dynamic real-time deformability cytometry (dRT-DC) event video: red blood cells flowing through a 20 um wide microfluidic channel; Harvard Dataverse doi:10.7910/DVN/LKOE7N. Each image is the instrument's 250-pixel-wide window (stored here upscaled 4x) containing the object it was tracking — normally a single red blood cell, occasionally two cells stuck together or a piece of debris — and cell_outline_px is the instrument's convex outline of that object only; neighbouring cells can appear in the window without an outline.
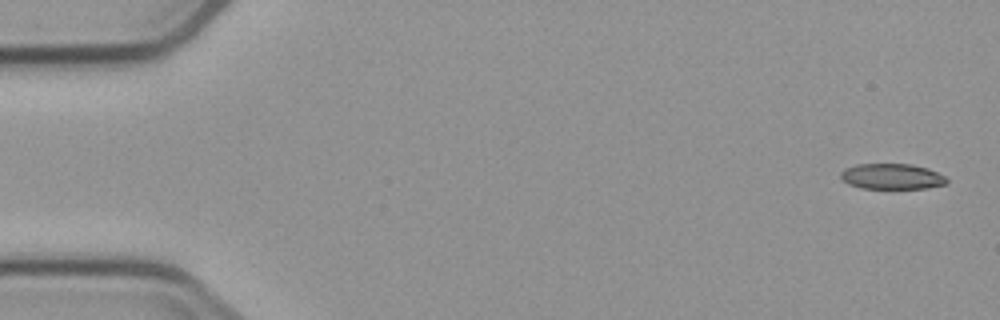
{"species": "common noctule bat (a hibernating species)", "species_latin": "Nyctalus noctula", "temperature_condition": "cold", "stored_images_in_passage": 5, "camera_frame_rate_fps": 3000, "um_per_image_px": 0.085, "animal": {"sex": "male", "body_mass_g": 23.1, "forearm_length_mm": 52.7}, "frame": {"image": 1, "passage_image": 1, "time_ms": 0.0, "image_size_px": [1000, 320], "cell_outline_px": [[948, 184], [928, 188], [860, 188], [848, 184], [840, 176], [840, 172], [844, 168], [856, 164], [912, 164], [928, 168], [944, 176], [948, 180]], "centroid_in_image_um": [75.81, 14.99], "position_along_channel_um": 9.2, "area_um2": 15.9}}